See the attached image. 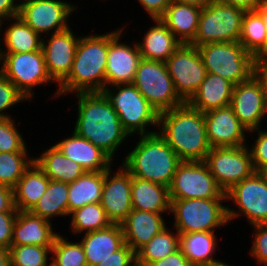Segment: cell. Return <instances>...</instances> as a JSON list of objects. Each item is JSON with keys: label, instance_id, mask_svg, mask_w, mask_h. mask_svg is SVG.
Masks as SVG:
<instances>
[{"label": "cell", "instance_id": "6da1fadb", "mask_svg": "<svg viewBox=\"0 0 267 266\" xmlns=\"http://www.w3.org/2000/svg\"><path fill=\"white\" fill-rule=\"evenodd\" d=\"M76 95L78 117L74 132L88 139L113 160L116 149L129 136L118 114L103 92H80Z\"/></svg>", "mask_w": 267, "mask_h": 266}, {"label": "cell", "instance_id": "7a4b0ae2", "mask_svg": "<svg viewBox=\"0 0 267 266\" xmlns=\"http://www.w3.org/2000/svg\"><path fill=\"white\" fill-rule=\"evenodd\" d=\"M159 135L181 161H204L211 150L204 114L188 102L159 114Z\"/></svg>", "mask_w": 267, "mask_h": 266}, {"label": "cell", "instance_id": "3957f363", "mask_svg": "<svg viewBox=\"0 0 267 266\" xmlns=\"http://www.w3.org/2000/svg\"><path fill=\"white\" fill-rule=\"evenodd\" d=\"M108 33L80 37L71 72L60 84L57 94L102 92L105 88Z\"/></svg>", "mask_w": 267, "mask_h": 266}, {"label": "cell", "instance_id": "277c9868", "mask_svg": "<svg viewBox=\"0 0 267 266\" xmlns=\"http://www.w3.org/2000/svg\"><path fill=\"white\" fill-rule=\"evenodd\" d=\"M140 137L135 148L125 157L122 167L131 176L169 188L180 158L158 132Z\"/></svg>", "mask_w": 267, "mask_h": 266}, {"label": "cell", "instance_id": "5b68a950", "mask_svg": "<svg viewBox=\"0 0 267 266\" xmlns=\"http://www.w3.org/2000/svg\"><path fill=\"white\" fill-rule=\"evenodd\" d=\"M226 199H170V212L175 217L174 228L181 234L214 232L215 228L227 225L240 213L222 205V200Z\"/></svg>", "mask_w": 267, "mask_h": 266}, {"label": "cell", "instance_id": "8992f818", "mask_svg": "<svg viewBox=\"0 0 267 266\" xmlns=\"http://www.w3.org/2000/svg\"><path fill=\"white\" fill-rule=\"evenodd\" d=\"M197 49L207 73L219 75L234 85L254 75L256 59L239 41L206 43Z\"/></svg>", "mask_w": 267, "mask_h": 266}, {"label": "cell", "instance_id": "52a82bcc", "mask_svg": "<svg viewBox=\"0 0 267 266\" xmlns=\"http://www.w3.org/2000/svg\"><path fill=\"white\" fill-rule=\"evenodd\" d=\"M110 88L105 87L102 92L118 114L124 130L129 136L136 131L141 136L156 133L155 131L146 132L145 127L157 126L159 114L132 83L119 84ZM115 89L118 90L117 93Z\"/></svg>", "mask_w": 267, "mask_h": 266}, {"label": "cell", "instance_id": "ba28073f", "mask_svg": "<svg viewBox=\"0 0 267 266\" xmlns=\"http://www.w3.org/2000/svg\"><path fill=\"white\" fill-rule=\"evenodd\" d=\"M245 10L218 0H211L202 8L198 29L191 45L239 41Z\"/></svg>", "mask_w": 267, "mask_h": 266}, {"label": "cell", "instance_id": "9c48e42d", "mask_svg": "<svg viewBox=\"0 0 267 266\" xmlns=\"http://www.w3.org/2000/svg\"><path fill=\"white\" fill-rule=\"evenodd\" d=\"M132 84L158 114L184 103L175 91L165 62L141 59Z\"/></svg>", "mask_w": 267, "mask_h": 266}, {"label": "cell", "instance_id": "30bf717a", "mask_svg": "<svg viewBox=\"0 0 267 266\" xmlns=\"http://www.w3.org/2000/svg\"><path fill=\"white\" fill-rule=\"evenodd\" d=\"M170 199L227 198L204 161H181L171 185Z\"/></svg>", "mask_w": 267, "mask_h": 266}, {"label": "cell", "instance_id": "8fae6325", "mask_svg": "<svg viewBox=\"0 0 267 266\" xmlns=\"http://www.w3.org/2000/svg\"><path fill=\"white\" fill-rule=\"evenodd\" d=\"M204 162L225 193L256 172L249 149L245 145L211 148Z\"/></svg>", "mask_w": 267, "mask_h": 266}, {"label": "cell", "instance_id": "7c38bea8", "mask_svg": "<svg viewBox=\"0 0 267 266\" xmlns=\"http://www.w3.org/2000/svg\"><path fill=\"white\" fill-rule=\"evenodd\" d=\"M0 72L10 80L26 98H33L35 85L52 79L48 74L42 50L23 53H3Z\"/></svg>", "mask_w": 267, "mask_h": 266}, {"label": "cell", "instance_id": "4fadbf2b", "mask_svg": "<svg viewBox=\"0 0 267 266\" xmlns=\"http://www.w3.org/2000/svg\"><path fill=\"white\" fill-rule=\"evenodd\" d=\"M165 64L175 91L184 102H188L207 75L197 47L181 44Z\"/></svg>", "mask_w": 267, "mask_h": 266}, {"label": "cell", "instance_id": "5bb4252c", "mask_svg": "<svg viewBox=\"0 0 267 266\" xmlns=\"http://www.w3.org/2000/svg\"><path fill=\"white\" fill-rule=\"evenodd\" d=\"M76 9L71 3L61 0H23L19 17L39 35L58 33L69 28L67 18Z\"/></svg>", "mask_w": 267, "mask_h": 266}, {"label": "cell", "instance_id": "9a60e30c", "mask_svg": "<svg viewBox=\"0 0 267 266\" xmlns=\"http://www.w3.org/2000/svg\"><path fill=\"white\" fill-rule=\"evenodd\" d=\"M122 31V29H118L108 33L105 87L133 83L139 61L141 60L136 42L133 47L122 42L119 43Z\"/></svg>", "mask_w": 267, "mask_h": 266}, {"label": "cell", "instance_id": "2e32d148", "mask_svg": "<svg viewBox=\"0 0 267 266\" xmlns=\"http://www.w3.org/2000/svg\"><path fill=\"white\" fill-rule=\"evenodd\" d=\"M251 225L267 224V182L259 172L235 184L226 192Z\"/></svg>", "mask_w": 267, "mask_h": 266}, {"label": "cell", "instance_id": "e0dca14e", "mask_svg": "<svg viewBox=\"0 0 267 266\" xmlns=\"http://www.w3.org/2000/svg\"><path fill=\"white\" fill-rule=\"evenodd\" d=\"M230 107L248 132L260 128L267 109L262 84L255 75L234 86Z\"/></svg>", "mask_w": 267, "mask_h": 266}, {"label": "cell", "instance_id": "ac0fdd59", "mask_svg": "<svg viewBox=\"0 0 267 266\" xmlns=\"http://www.w3.org/2000/svg\"><path fill=\"white\" fill-rule=\"evenodd\" d=\"M111 170L104 171L100 203L108 220L112 224H121L132 211L131 174L123 167L112 176Z\"/></svg>", "mask_w": 267, "mask_h": 266}, {"label": "cell", "instance_id": "d6986e66", "mask_svg": "<svg viewBox=\"0 0 267 266\" xmlns=\"http://www.w3.org/2000/svg\"><path fill=\"white\" fill-rule=\"evenodd\" d=\"M70 27L64 31L53 33L45 43L42 39V52L46 68L53 82L60 85L72 69L79 37H75Z\"/></svg>", "mask_w": 267, "mask_h": 266}, {"label": "cell", "instance_id": "ffe728a7", "mask_svg": "<svg viewBox=\"0 0 267 266\" xmlns=\"http://www.w3.org/2000/svg\"><path fill=\"white\" fill-rule=\"evenodd\" d=\"M204 114L207 138L212 148L239 147L245 144L246 128L230 106L213 109Z\"/></svg>", "mask_w": 267, "mask_h": 266}, {"label": "cell", "instance_id": "44dd1931", "mask_svg": "<svg viewBox=\"0 0 267 266\" xmlns=\"http://www.w3.org/2000/svg\"><path fill=\"white\" fill-rule=\"evenodd\" d=\"M162 213L132 209L121 223L125 243L136 253L165 226Z\"/></svg>", "mask_w": 267, "mask_h": 266}, {"label": "cell", "instance_id": "7402d4cb", "mask_svg": "<svg viewBox=\"0 0 267 266\" xmlns=\"http://www.w3.org/2000/svg\"><path fill=\"white\" fill-rule=\"evenodd\" d=\"M57 233L52 223L32 214L30 211H18L12 232L11 245H39L52 247Z\"/></svg>", "mask_w": 267, "mask_h": 266}, {"label": "cell", "instance_id": "603a6c76", "mask_svg": "<svg viewBox=\"0 0 267 266\" xmlns=\"http://www.w3.org/2000/svg\"><path fill=\"white\" fill-rule=\"evenodd\" d=\"M55 146L87 172L106 171L111 167L112 159L105 152L74 131L71 137L56 143Z\"/></svg>", "mask_w": 267, "mask_h": 266}, {"label": "cell", "instance_id": "cb8c5ba5", "mask_svg": "<svg viewBox=\"0 0 267 266\" xmlns=\"http://www.w3.org/2000/svg\"><path fill=\"white\" fill-rule=\"evenodd\" d=\"M80 242L87 266L97 265L125 244L121 224H111L107 228L84 233Z\"/></svg>", "mask_w": 267, "mask_h": 266}, {"label": "cell", "instance_id": "d4e9b609", "mask_svg": "<svg viewBox=\"0 0 267 266\" xmlns=\"http://www.w3.org/2000/svg\"><path fill=\"white\" fill-rule=\"evenodd\" d=\"M234 84L219 75L207 73L188 103L202 113L230 106Z\"/></svg>", "mask_w": 267, "mask_h": 266}, {"label": "cell", "instance_id": "484cf974", "mask_svg": "<svg viewBox=\"0 0 267 266\" xmlns=\"http://www.w3.org/2000/svg\"><path fill=\"white\" fill-rule=\"evenodd\" d=\"M202 8L172 1L160 20L182 44H191L196 36Z\"/></svg>", "mask_w": 267, "mask_h": 266}, {"label": "cell", "instance_id": "4316f807", "mask_svg": "<svg viewBox=\"0 0 267 266\" xmlns=\"http://www.w3.org/2000/svg\"><path fill=\"white\" fill-rule=\"evenodd\" d=\"M132 209L164 213L170 211L171 200L169 188L131 176Z\"/></svg>", "mask_w": 267, "mask_h": 266}, {"label": "cell", "instance_id": "83f0119b", "mask_svg": "<svg viewBox=\"0 0 267 266\" xmlns=\"http://www.w3.org/2000/svg\"><path fill=\"white\" fill-rule=\"evenodd\" d=\"M144 35L143 43L137 42L141 59L165 62L182 44L160 20Z\"/></svg>", "mask_w": 267, "mask_h": 266}, {"label": "cell", "instance_id": "f1b7e54d", "mask_svg": "<svg viewBox=\"0 0 267 266\" xmlns=\"http://www.w3.org/2000/svg\"><path fill=\"white\" fill-rule=\"evenodd\" d=\"M49 181L34 161L13 188L16 209L30 211L46 191Z\"/></svg>", "mask_w": 267, "mask_h": 266}, {"label": "cell", "instance_id": "f546056e", "mask_svg": "<svg viewBox=\"0 0 267 266\" xmlns=\"http://www.w3.org/2000/svg\"><path fill=\"white\" fill-rule=\"evenodd\" d=\"M45 175L54 181L74 182L86 171L78 163L66 157L55 145L51 146L40 157L34 158Z\"/></svg>", "mask_w": 267, "mask_h": 266}, {"label": "cell", "instance_id": "4dcf8cb0", "mask_svg": "<svg viewBox=\"0 0 267 266\" xmlns=\"http://www.w3.org/2000/svg\"><path fill=\"white\" fill-rule=\"evenodd\" d=\"M104 182V171L85 172L69 183L68 215L87 204L100 203Z\"/></svg>", "mask_w": 267, "mask_h": 266}, {"label": "cell", "instance_id": "1f68e13d", "mask_svg": "<svg viewBox=\"0 0 267 266\" xmlns=\"http://www.w3.org/2000/svg\"><path fill=\"white\" fill-rule=\"evenodd\" d=\"M215 232L181 233L179 249L187 257L191 266L209 265L220 262L213 259L217 246Z\"/></svg>", "mask_w": 267, "mask_h": 266}, {"label": "cell", "instance_id": "d6a6232c", "mask_svg": "<svg viewBox=\"0 0 267 266\" xmlns=\"http://www.w3.org/2000/svg\"><path fill=\"white\" fill-rule=\"evenodd\" d=\"M68 191L69 183L50 180L46 191L30 212L48 221L53 216H67Z\"/></svg>", "mask_w": 267, "mask_h": 266}, {"label": "cell", "instance_id": "836d02e7", "mask_svg": "<svg viewBox=\"0 0 267 266\" xmlns=\"http://www.w3.org/2000/svg\"><path fill=\"white\" fill-rule=\"evenodd\" d=\"M14 23L5 30L3 40L6 50L3 53H23L39 51L42 48V38L30 28L19 15L14 17ZM41 38V39H40Z\"/></svg>", "mask_w": 267, "mask_h": 266}, {"label": "cell", "instance_id": "e575fe53", "mask_svg": "<svg viewBox=\"0 0 267 266\" xmlns=\"http://www.w3.org/2000/svg\"><path fill=\"white\" fill-rule=\"evenodd\" d=\"M266 27L261 16L255 11H246L242 20L239 43L251 53L256 61L265 60Z\"/></svg>", "mask_w": 267, "mask_h": 266}, {"label": "cell", "instance_id": "d590c367", "mask_svg": "<svg viewBox=\"0 0 267 266\" xmlns=\"http://www.w3.org/2000/svg\"><path fill=\"white\" fill-rule=\"evenodd\" d=\"M179 244L180 234L174 235L164 228L136 252V261L144 266L159 261L179 250Z\"/></svg>", "mask_w": 267, "mask_h": 266}, {"label": "cell", "instance_id": "8d00e7d4", "mask_svg": "<svg viewBox=\"0 0 267 266\" xmlns=\"http://www.w3.org/2000/svg\"><path fill=\"white\" fill-rule=\"evenodd\" d=\"M72 214V215H71ZM71 229L74 233L92 232L107 228L112 223L108 220L101 203H92L70 213Z\"/></svg>", "mask_w": 267, "mask_h": 266}, {"label": "cell", "instance_id": "74e56055", "mask_svg": "<svg viewBox=\"0 0 267 266\" xmlns=\"http://www.w3.org/2000/svg\"><path fill=\"white\" fill-rule=\"evenodd\" d=\"M25 147L21 152H0V185L14 188L25 171L34 162ZM29 158L28 160H26Z\"/></svg>", "mask_w": 267, "mask_h": 266}, {"label": "cell", "instance_id": "f35d334b", "mask_svg": "<svg viewBox=\"0 0 267 266\" xmlns=\"http://www.w3.org/2000/svg\"><path fill=\"white\" fill-rule=\"evenodd\" d=\"M54 266H87L86 256L81 242H68L61 235L55 237L53 246Z\"/></svg>", "mask_w": 267, "mask_h": 266}, {"label": "cell", "instance_id": "ab89813d", "mask_svg": "<svg viewBox=\"0 0 267 266\" xmlns=\"http://www.w3.org/2000/svg\"><path fill=\"white\" fill-rule=\"evenodd\" d=\"M11 266H49L48 253H52V247L39 245H11Z\"/></svg>", "mask_w": 267, "mask_h": 266}, {"label": "cell", "instance_id": "60d3db41", "mask_svg": "<svg viewBox=\"0 0 267 266\" xmlns=\"http://www.w3.org/2000/svg\"><path fill=\"white\" fill-rule=\"evenodd\" d=\"M24 141L11 117L0 119V152H21Z\"/></svg>", "mask_w": 267, "mask_h": 266}, {"label": "cell", "instance_id": "b9f144b4", "mask_svg": "<svg viewBox=\"0 0 267 266\" xmlns=\"http://www.w3.org/2000/svg\"><path fill=\"white\" fill-rule=\"evenodd\" d=\"M23 100H26V98L17 90L16 86L0 72V119L10 118V115L4 114L6 109H9L16 103L23 102Z\"/></svg>", "mask_w": 267, "mask_h": 266}, {"label": "cell", "instance_id": "7bdbcfd3", "mask_svg": "<svg viewBox=\"0 0 267 266\" xmlns=\"http://www.w3.org/2000/svg\"><path fill=\"white\" fill-rule=\"evenodd\" d=\"M255 239L251 246V255L261 264L267 266V224L253 225Z\"/></svg>", "mask_w": 267, "mask_h": 266}, {"label": "cell", "instance_id": "ee69618b", "mask_svg": "<svg viewBox=\"0 0 267 266\" xmlns=\"http://www.w3.org/2000/svg\"><path fill=\"white\" fill-rule=\"evenodd\" d=\"M258 130V138L249 151L256 172L267 166V130Z\"/></svg>", "mask_w": 267, "mask_h": 266}, {"label": "cell", "instance_id": "f6af8a7d", "mask_svg": "<svg viewBox=\"0 0 267 266\" xmlns=\"http://www.w3.org/2000/svg\"><path fill=\"white\" fill-rule=\"evenodd\" d=\"M135 262L136 253L125 243L119 250L95 266H131Z\"/></svg>", "mask_w": 267, "mask_h": 266}, {"label": "cell", "instance_id": "bcb514c9", "mask_svg": "<svg viewBox=\"0 0 267 266\" xmlns=\"http://www.w3.org/2000/svg\"><path fill=\"white\" fill-rule=\"evenodd\" d=\"M18 212H0V247L9 249Z\"/></svg>", "mask_w": 267, "mask_h": 266}, {"label": "cell", "instance_id": "7dc6e473", "mask_svg": "<svg viewBox=\"0 0 267 266\" xmlns=\"http://www.w3.org/2000/svg\"><path fill=\"white\" fill-rule=\"evenodd\" d=\"M140 4L142 5L143 9L147 11L153 21L155 19H160L165 11L168 5L173 1V0H138Z\"/></svg>", "mask_w": 267, "mask_h": 266}, {"label": "cell", "instance_id": "c3c4849f", "mask_svg": "<svg viewBox=\"0 0 267 266\" xmlns=\"http://www.w3.org/2000/svg\"><path fill=\"white\" fill-rule=\"evenodd\" d=\"M146 266H191L187 257L179 249L165 258L147 264Z\"/></svg>", "mask_w": 267, "mask_h": 266}, {"label": "cell", "instance_id": "681fc988", "mask_svg": "<svg viewBox=\"0 0 267 266\" xmlns=\"http://www.w3.org/2000/svg\"><path fill=\"white\" fill-rule=\"evenodd\" d=\"M0 212H18L14 202V190L0 185Z\"/></svg>", "mask_w": 267, "mask_h": 266}, {"label": "cell", "instance_id": "f907efd6", "mask_svg": "<svg viewBox=\"0 0 267 266\" xmlns=\"http://www.w3.org/2000/svg\"><path fill=\"white\" fill-rule=\"evenodd\" d=\"M20 4H15V0H0V22L13 19L19 15Z\"/></svg>", "mask_w": 267, "mask_h": 266}, {"label": "cell", "instance_id": "816d5d0a", "mask_svg": "<svg viewBox=\"0 0 267 266\" xmlns=\"http://www.w3.org/2000/svg\"><path fill=\"white\" fill-rule=\"evenodd\" d=\"M254 75L262 84L264 92V102L267 109V59L256 61Z\"/></svg>", "mask_w": 267, "mask_h": 266}, {"label": "cell", "instance_id": "f5cc1de1", "mask_svg": "<svg viewBox=\"0 0 267 266\" xmlns=\"http://www.w3.org/2000/svg\"><path fill=\"white\" fill-rule=\"evenodd\" d=\"M219 2L241 8L245 11H253L259 5L260 0H218Z\"/></svg>", "mask_w": 267, "mask_h": 266}, {"label": "cell", "instance_id": "db71d44e", "mask_svg": "<svg viewBox=\"0 0 267 266\" xmlns=\"http://www.w3.org/2000/svg\"><path fill=\"white\" fill-rule=\"evenodd\" d=\"M0 266H11L10 250L0 247Z\"/></svg>", "mask_w": 267, "mask_h": 266}, {"label": "cell", "instance_id": "11a10c76", "mask_svg": "<svg viewBox=\"0 0 267 266\" xmlns=\"http://www.w3.org/2000/svg\"><path fill=\"white\" fill-rule=\"evenodd\" d=\"M255 11L261 16L263 21H267V0H260Z\"/></svg>", "mask_w": 267, "mask_h": 266}, {"label": "cell", "instance_id": "9f6ffc18", "mask_svg": "<svg viewBox=\"0 0 267 266\" xmlns=\"http://www.w3.org/2000/svg\"><path fill=\"white\" fill-rule=\"evenodd\" d=\"M173 1L178 2V3H182V4H189V5H194V6L203 8L211 0H173Z\"/></svg>", "mask_w": 267, "mask_h": 266}, {"label": "cell", "instance_id": "6f0895ef", "mask_svg": "<svg viewBox=\"0 0 267 266\" xmlns=\"http://www.w3.org/2000/svg\"><path fill=\"white\" fill-rule=\"evenodd\" d=\"M259 173L264 178V180L267 182V166L264 167Z\"/></svg>", "mask_w": 267, "mask_h": 266}, {"label": "cell", "instance_id": "680465c9", "mask_svg": "<svg viewBox=\"0 0 267 266\" xmlns=\"http://www.w3.org/2000/svg\"><path fill=\"white\" fill-rule=\"evenodd\" d=\"M264 26L266 27L265 59H267V21H264Z\"/></svg>", "mask_w": 267, "mask_h": 266}, {"label": "cell", "instance_id": "91938a15", "mask_svg": "<svg viewBox=\"0 0 267 266\" xmlns=\"http://www.w3.org/2000/svg\"><path fill=\"white\" fill-rule=\"evenodd\" d=\"M198 266H230L226 263H223V262H218V263H215V264H209V265H198Z\"/></svg>", "mask_w": 267, "mask_h": 266}, {"label": "cell", "instance_id": "94428289", "mask_svg": "<svg viewBox=\"0 0 267 266\" xmlns=\"http://www.w3.org/2000/svg\"><path fill=\"white\" fill-rule=\"evenodd\" d=\"M2 21L0 22V32H1V27H2ZM1 34V33H0ZM0 37H1V35H0ZM1 40V39H0ZM1 44V43H0ZM1 47V46H0ZM3 50H2V48H0V61L2 62V58H3V52H2Z\"/></svg>", "mask_w": 267, "mask_h": 266}, {"label": "cell", "instance_id": "6125c7cd", "mask_svg": "<svg viewBox=\"0 0 267 266\" xmlns=\"http://www.w3.org/2000/svg\"><path fill=\"white\" fill-rule=\"evenodd\" d=\"M131 266H144V265H142V264H140V263H138L137 261L134 263V264H132Z\"/></svg>", "mask_w": 267, "mask_h": 266}]
</instances>
